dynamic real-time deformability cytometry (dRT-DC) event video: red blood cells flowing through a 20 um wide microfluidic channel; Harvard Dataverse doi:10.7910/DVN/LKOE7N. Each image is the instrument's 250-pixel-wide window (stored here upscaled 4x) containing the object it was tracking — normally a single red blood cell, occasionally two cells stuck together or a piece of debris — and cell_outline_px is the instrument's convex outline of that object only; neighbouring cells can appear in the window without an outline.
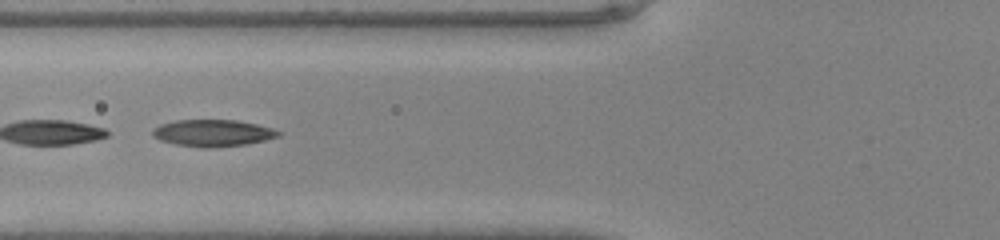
{"species": "common noctule bat (a hibernating species)", "species_latin": "Nyctalus noctula", "temperature_condition": "warm", "stored_images_in_passage": 47, "camera_frame_rate_fps": 3000, "um_per_image_px": 0.085, "animal": {"sex": "male", "body_mass_g": 20.0, "forearm_length_mm": 53.3}, "frame": {"image": 1, "passage_image": 19, "time_ms": 6.0, "image_size_px": [1000, 240], "cell_outline_px": [[280, 136], [248, 144], [212, 148], [200, 148], [176, 144], [160, 140], [152, 136], [152, 128], [160, 124], [176, 120], [236, 120], [256, 124], [272, 128], [280, 132]], "centroid_in_image_um": [18.06, 11.31], "position_along_channel_um": 107.7, "area_um2": 19.77}}
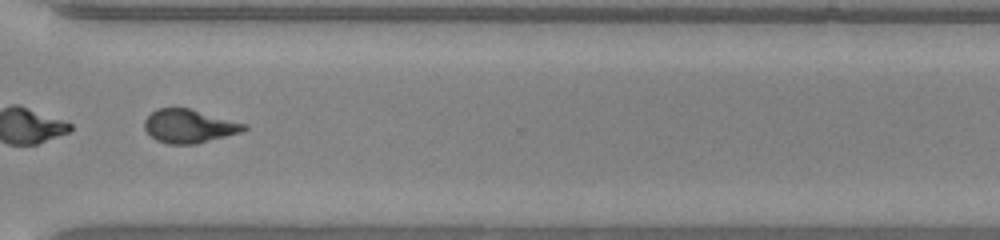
{"frame": {"image": 2, "passage_image": 36, "time_ms": 11.667, "image_size_px": [1000, 240], "cell_outline_px": [[248, 128], [240, 132], [196, 144], [168, 144], [156, 140], [144, 128], [144, 120], [156, 108], [188, 108], [248, 124]], "centroid_in_image_um": [16.07, 10.72], "position_along_channel_um": 354.5, "area_um2": 19.31}}